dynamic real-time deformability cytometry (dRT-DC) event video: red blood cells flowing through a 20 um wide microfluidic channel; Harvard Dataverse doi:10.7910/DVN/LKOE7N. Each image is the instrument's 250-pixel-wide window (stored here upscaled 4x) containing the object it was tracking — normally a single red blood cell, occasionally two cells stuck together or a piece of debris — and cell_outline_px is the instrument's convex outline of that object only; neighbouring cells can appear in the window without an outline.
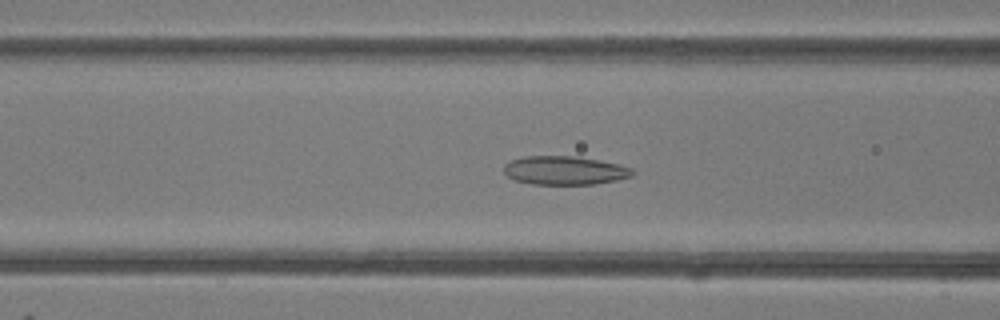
{"species": "common noctule bat (a hibernating species)", "species_latin": "Nyctalus noctula", "temperature_condition": "room temperature", "stored_images_in_passage": 49, "camera_frame_rate_fps": 3000, "um_per_image_px": 0.085, "animal": {"sex": "female"}, "frame": {"image": 1, "passage_image": 20, "time_ms": 6.333, "image_size_px": [1000, 320], "cell_outline_px": [[636, 172], [632, 176], [616, 180], [596, 184], [532, 184], [512, 180], [504, 172], [504, 164], [512, 160], [524, 156], [580, 156], [620, 164], [632, 168]], "centroid_in_image_um": [48.02, 14.48], "position_along_channel_um": 118.6, "area_um2": 21.73}}
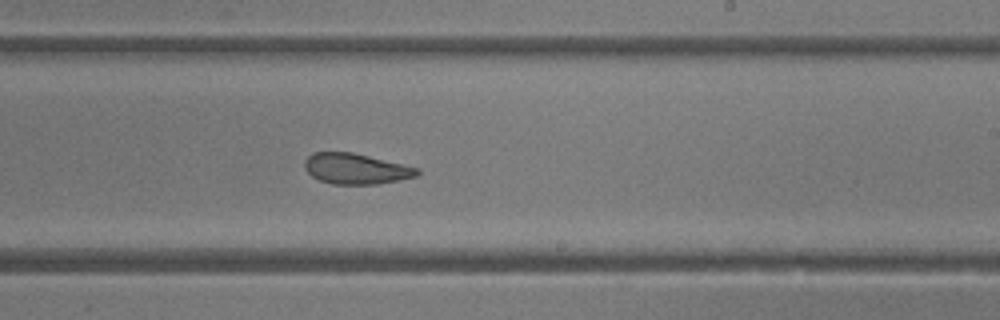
{"frame": {"image": 2, "passage_image": 30, "time_ms": 9.667, "image_size_px": [1000, 320], "cell_outline_px": [[420, 172], [416, 176], [376, 184], [332, 184], [320, 180], [312, 176], [304, 168], [304, 160], [312, 152], [352, 152], [420, 168]], "centroid_in_image_um": [30.22, 14.33], "position_along_channel_um": 258.8, "area_um2": 20.0}}
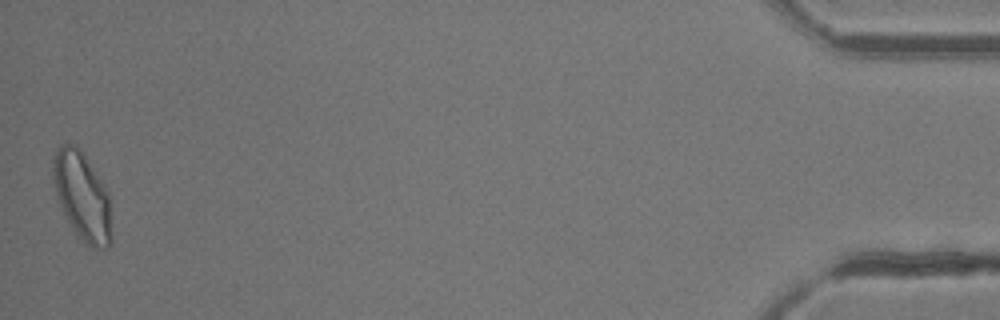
{"frame": {"image": 3, "passage_image": 49, "time_ms": 16.0, "image_size_px": [1000, 320], "cell_outline_px": [[112, 240], [108, 248], [92, 248], [84, 244], [76, 236], [56, 200], [52, 172], [52, 160], [56, 148], [60, 144], [76, 144], [80, 148], [104, 184], [108, 192], [112, 236]], "centroid_in_image_um": [6.96, 16.7], "position_along_channel_um": 428.2, "area_um2": 30.75}, "authors_computed_cell_mechanics": {"area_um2": 23.7558, "velocity_mm_per_s": 4.2107, "shape_relaxation_time_tau1_ms": null, "shape_relaxation_time_tau2_ms": 2.6814, "deformation_change_tau1": null, "deformation_change_tau2": 0.1095}}